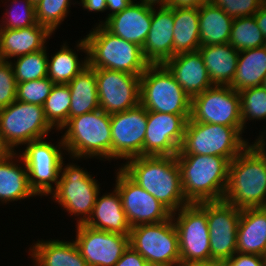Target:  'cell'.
Instances as JSON below:
<instances>
[{
    "label": "cell",
    "mask_w": 266,
    "mask_h": 266,
    "mask_svg": "<svg viewBox=\"0 0 266 266\" xmlns=\"http://www.w3.org/2000/svg\"><path fill=\"white\" fill-rule=\"evenodd\" d=\"M120 168L172 213L189 204L183 193L176 155L133 157Z\"/></svg>",
    "instance_id": "cell-1"
},
{
    "label": "cell",
    "mask_w": 266,
    "mask_h": 266,
    "mask_svg": "<svg viewBox=\"0 0 266 266\" xmlns=\"http://www.w3.org/2000/svg\"><path fill=\"white\" fill-rule=\"evenodd\" d=\"M96 25L76 45L77 51L88 56V65L141 76L149 65L142 47L112 34L102 24Z\"/></svg>",
    "instance_id": "cell-2"
},
{
    "label": "cell",
    "mask_w": 266,
    "mask_h": 266,
    "mask_svg": "<svg viewBox=\"0 0 266 266\" xmlns=\"http://www.w3.org/2000/svg\"><path fill=\"white\" fill-rule=\"evenodd\" d=\"M188 203L223 200L230 161L215 155L176 154Z\"/></svg>",
    "instance_id": "cell-3"
},
{
    "label": "cell",
    "mask_w": 266,
    "mask_h": 266,
    "mask_svg": "<svg viewBox=\"0 0 266 266\" xmlns=\"http://www.w3.org/2000/svg\"><path fill=\"white\" fill-rule=\"evenodd\" d=\"M61 130H65L62 141L72 160H112L111 114L94 110L69 118Z\"/></svg>",
    "instance_id": "cell-4"
},
{
    "label": "cell",
    "mask_w": 266,
    "mask_h": 266,
    "mask_svg": "<svg viewBox=\"0 0 266 266\" xmlns=\"http://www.w3.org/2000/svg\"><path fill=\"white\" fill-rule=\"evenodd\" d=\"M223 200L239 209L266 207V164L249 145L229 164Z\"/></svg>",
    "instance_id": "cell-5"
},
{
    "label": "cell",
    "mask_w": 266,
    "mask_h": 266,
    "mask_svg": "<svg viewBox=\"0 0 266 266\" xmlns=\"http://www.w3.org/2000/svg\"><path fill=\"white\" fill-rule=\"evenodd\" d=\"M243 133V127H229L189 119L177 154L215 155L231 162L248 146L249 141L242 137Z\"/></svg>",
    "instance_id": "cell-6"
},
{
    "label": "cell",
    "mask_w": 266,
    "mask_h": 266,
    "mask_svg": "<svg viewBox=\"0 0 266 266\" xmlns=\"http://www.w3.org/2000/svg\"><path fill=\"white\" fill-rule=\"evenodd\" d=\"M192 99L164 65H148L140 76V104L147 111L191 115Z\"/></svg>",
    "instance_id": "cell-7"
},
{
    "label": "cell",
    "mask_w": 266,
    "mask_h": 266,
    "mask_svg": "<svg viewBox=\"0 0 266 266\" xmlns=\"http://www.w3.org/2000/svg\"><path fill=\"white\" fill-rule=\"evenodd\" d=\"M64 162L61 164L58 185L50 194V199L55 200L71 216H77V225L85 224L92 214L101 187L84 168L73 162L65 166Z\"/></svg>",
    "instance_id": "cell-8"
},
{
    "label": "cell",
    "mask_w": 266,
    "mask_h": 266,
    "mask_svg": "<svg viewBox=\"0 0 266 266\" xmlns=\"http://www.w3.org/2000/svg\"><path fill=\"white\" fill-rule=\"evenodd\" d=\"M129 245L149 266H176L180 262L178 233L172 217L131 227Z\"/></svg>",
    "instance_id": "cell-9"
},
{
    "label": "cell",
    "mask_w": 266,
    "mask_h": 266,
    "mask_svg": "<svg viewBox=\"0 0 266 266\" xmlns=\"http://www.w3.org/2000/svg\"><path fill=\"white\" fill-rule=\"evenodd\" d=\"M52 129L43 106L15 100L0 109V133L13 152L19 145L46 138Z\"/></svg>",
    "instance_id": "cell-10"
},
{
    "label": "cell",
    "mask_w": 266,
    "mask_h": 266,
    "mask_svg": "<svg viewBox=\"0 0 266 266\" xmlns=\"http://www.w3.org/2000/svg\"><path fill=\"white\" fill-rule=\"evenodd\" d=\"M45 139L29 142L24 145L26 148L23 152L19 151V155L27 167L30 187L37 196L41 197L49 196L56 189L63 156L64 153L66 154L65 151H62V149L65 150L62 138L58 144H53Z\"/></svg>",
    "instance_id": "cell-11"
},
{
    "label": "cell",
    "mask_w": 266,
    "mask_h": 266,
    "mask_svg": "<svg viewBox=\"0 0 266 266\" xmlns=\"http://www.w3.org/2000/svg\"><path fill=\"white\" fill-rule=\"evenodd\" d=\"M172 220L178 233L180 261H209L207 202L189 203L173 212Z\"/></svg>",
    "instance_id": "cell-12"
},
{
    "label": "cell",
    "mask_w": 266,
    "mask_h": 266,
    "mask_svg": "<svg viewBox=\"0 0 266 266\" xmlns=\"http://www.w3.org/2000/svg\"><path fill=\"white\" fill-rule=\"evenodd\" d=\"M190 119L202 123L243 127L239 92L228 85H213L192 98Z\"/></svg>",
    "instance_id": "cell-13"
},
{
    "label": "cell",
    "mask_w": 266,
    "mask_h": 266,
    "mask_svg": "<svg viewBox=\"0 0 266 266\" xmlns=\"http://www.w3.org/2000/svg\"><path fill=\"white\" fill-rule=\"evenodd\" d=\"M115 188L120 194L123 210L131 227L166 221L172 212L160 201L135 183L120 167Z\"/></svg>",
    "instance_id": "cell-14"
},
{
    "label": "cell",
    "mask_w": 266,
    "mask_h": 266,
    "mask_svg": "<svg viewBox=\"0 0 266 266\" xmlns=\"http://www.w3.org/2000/svg\"><path fill=\"white\" fill-rule=\"evenodd\" d=\"M241 209L224 200L207 202L210 260L224 264L237 252Z\"/></svg>",
    "instance_id": "cell-15"
},
{
    "label": "cell",
    "mask_w": 266,
    "mask_h": 266,
    "mask_svg": "<svg viewBox=\"0 0 266 266\" xmlns=\"http://www.w3.org/2000/svg\"><path fill=\"white\" fill-rule=\"evenodd\" d=\"M100 109L108 114L140 104V76L103 68L94 69Z\"/></svg>",
    "instance_id": "cell-16"
},
{
    "label": "cell",
    "mask_w": 266,
    "mask_h": 266,
    "mask_svg": "<svg viewBox=\"0 0 266 266\" xmlns=\"http://www.w3.org/2000/svg\"><path fill=\"white\" fill-rule=\"evenodd\" d=\"M190 116L147 111L143 156H175Z\"/></svg>",
    "instance_id": "cell-17"
},
{
    "label": "cell",
    "mask_w": 266,
    "mask_h": 266,
    "mask_svg": "<svg viewBox=\"0 0 266 266\" xmlns=\"http://www.w3.org/2000/svg\"><path fill=\"white\" fill-rule=\"evenodd\" d=\"M147 110L138 106L111 114L112 159L128 160L143 156Z\"/></svg>",
    "instance_id": "cell-18"
},
{
    "label": "cell",
    "mask_w": 266,
    "mask_h": 266,
    "mask_svg": "<svg viewBox=\"0 0 266 266\" xmlns=\"http://www.w3.org/2000/svg\"><path fill=\"white\" fill-rule=\"evenodd\" d=\"M74 242L87 266H114L129 247V235L79 224Z\"/></svg>",
    "instance_id": "cell-19"
},
{
    "label": "cell",
    "mask_w": 266,
    "mask_h": 266,
    "mask_svg": "<svg viewBox=\"0 0 266 266\" xmlns=\"http://www.w3.org/2000/svg\"><path fill=\"white\" fill-rule=\"evenodd\" d=\"M152 7V21L147 39L142 47L149 65L165 64L173 57V7Z\"/></svg>",
    "instance_id": "cell-20"
},
{
    "label": "cell",
    "mask_w": 266,
    "mask_h": 266,
    "mask_svg": "<svg viewBox=\"0 0 266 266\" xmlns=\"http://www.w3.org/2000/svg\"><path fill=\"white\" fill-rule=\"evenodd\" d=\"M152 21V7L139 2H132L121 12L109 16L106 21H99L109 32L126 41L143 47Z\"/></svg>",
    "instance_id": "cell-21"
},
{
    "label": "cell",
    "mask_w": 266,
    "mask_h": 266,
    "mask_svg": "<svg viewBox=\"0 0 266 266\" xmlns=\"http://www.w3.org/2000/svg\"><path fill=\"white\" fill-rule=\"evenodd\" d=\"M164 65L191 99L213 86L199 50L175 55Z\"/></svg>",
    "instance_id": "cell-22"
},
{
    "label": "cell",
    "mask_w": 266,
    "mask_h": 266,
    "mask_svg": "<svg viewBox=\"0 0 266 266\" xmlns=\"http://www.w3.org/2000/svg\"><path fill=\"white\" fill-rule=\"evenodd\" d=\"M52 34L38 22L27 28L0 29V60L11 61L10 58L44 49Z\"/></svg>",
    "instance_id": "cell-23"
},
{
    "label": "cell",
    "mask_w": 266,
    "mask_h": 266,
    "mask_svg": "<svg viewBox=\"0 0 266 266\" xmlns=\"http://www.w3.org/2000/svg\"><path fill=\"white\" fill-rule=\"evenodd\" d=\"M113 189L112 193L98 194L92 214L85 224L97 230L129 235L131 226L123 210L120 194L116 188Z\"/></svg>",
    "instance_id": "cell-24"
},
{
    "label": "cell",
    "mask_w": 266,
    "mask_h": 266,
    "mask_svg": "<svg viewBox=\"0 0 266 266\" xmlns=\"http://www.w3.org/2000/svg\"><path fill=\"white\" fill-rule=\"evenodd\" d=\"M237 252L265 255L266 207L241 209L237 229Z\"/></svg>",
    "instance_id": "cell-25"
},
{
    "label": "cell",
    "mask_w": 266,
    "mask_h": 266,
    "mask_svg": "<svg viewBox=\"0 0 266 266\" xmlns=\"http://www.w3.org/2000/svg\"><path fill=\"white\" fill-rule=\"evenodd\" d=\"M16 152L0 160V202L3 204L37 196L30 187L27 167Z\"/></svg>",
    "instance_id": "cell-26"
},
{
    "label": "cell",
    "mask_w": 266,
    "mask_h": 266,
    "mask_svg": "<svg viewBox=\"0 0 266 266\" xmlns=\"http://www.w3.org/2000/svg\"><path fill=\"white\" fill-rule=\"evenodd\" d=\"M28 253L33 266H87L74 240L41 239L29 247Z\"/></svg>",
    "instance_id": "cell-27"
},
{
    "label": "cell",
    "mask_w": 266,
    "mask_h": 266,
    "mask_svg": "<svg viewBox=\"0 0 266 266\" xmlns=\"http://www.w3.org/2000/svg\"><path fill=\"white\" fill-rule=\"evenodd\" d=\"M203 62L213 85H230L234 79L239 51L230 43L200 46Z\"/></svg>",
    "instance_id": "cell-28"
},
{
    "label": "cell",
    "mask_w": 266,
    "mask_h": 266,
    "mask_svg": "<svg viewBox=\"0 0 266 266\" xmlns=\"http://www.w3.org/2000/svg\"><path fill=\"white\" fill-rule=\"evenodd\" d=\"M173 57L200 48L199 9L197 7H173Z\"/></svg>",
    "instance_id": "cell-29"
},
{
    "label": "cell",
    "mask_w": 266,
    "mask_h": 266,
    "mask_svg": "<svg viewBox=\"0 0 266 266\" xmlns=\"http://www.w3.org/2000/svg\"><path fill=\"white\" fill-rule=\"evenodd\" d=\"M266 75V48L264 46L239 51L236 73L229 85L236 92L262 86Z\"/></svg>",
    "instance_id": "cell-30"
},
{
    "label": "cell",
    "mask_w": 266,
    "mask_h": 266,
    "mask_svg": "<svg viewBox=\"0 0 266 266\" xmlns=\"http://www.w3.org/2000/svg\"><path fill=\"white\" fill-rule=\"evenodd\" d=\"M67 85L71 94L69 118L100 109L94 68L88 65Z\"/></svg>",
    "instance_id": "cell-31"
},
{
    "label": "cell",
    "mask_w": 266,
    "mask_h": 266,
    "mask_svg": "<svg viewBox=\"0 0 266 266\" xmlns=\"http://www.w3.org/2000/svg\"><path fill=\"white\" fill-rule=\"evenodd\" d=\"M200 45L229 43L233 20L211 2L199 8Z\"/></svg>",
    "instance_id": "cell-32"
},
{
    "label": "cell",
    "mask_w": 266,
    "mask_h": 266,
    "mask_svg": "<svg viewBox=\"0 0 266 266\" xmlns=\"http://www.w3.org/2000/svg\"><path fill=\"white\" fill-rule=\"evenodd\" d=\"M51 59L48 58L47 77L55 84H68L75 76L88 66V56L79 61L76 51L70 49L66 42L61 45Z\"/></svg>",
    "instance_id": "cell-33"
},
{
    "label": "cell",
    "mask_w": 266,
    "mask_h": 266,
    "mask_svg": "<svg viewBox=\"0 0 266 266\" xmlns=\"http://www.w3.org/2000/svg\"><path fill=\"white\" fill-rule=\"evenodd\" d=\"M229 43L237 51L264 46L265 37L253 15L233 20Z\"/></svg>",
    "instance_id": "cell-34"
},
{
    "label": "cell",
    "mask_w": 266,
    "mask_h": 266,
    "mask_svg": "<svg viewBox=\"0 0 266 266\" xmlns=\"http://www.w3.org/2000/svg\"><path fill=\"white\" fill-rule=\"evenodd\" d=\"M71 104L70 89L67 84H55L43 105L49 124L57 131L67 123Z\"/></svg>",
    "instance_id": "cell-35"
},
{
    "label": "cell",
    "mask_w": 266,
    "mask_h": 266,
    "mask_svg": "<svg viewBox=\"0 0 266 266\" xmlns=\"http://www.w3.org/2000/svg\"><path fill=\"white\" fill-rule=\"evenodd\" d=\"M47 48L38 52L16 57V61H10L17 83L39 80L47 77L48 53Z\"/></svg>",
    "instance_id": "cell-36"
},
{
    "label": "cell",
    "mask_w": 266,
    "mask_h": 266,
    "mask_svg": "<svg viewBox=\"0 0 266 266\" xmlns=\"http://www.w3.org/2000/svg\"><path fill=\"white\" fill-rule=\"evenodd\" d=\"M243 131L248 120H266V88L256 86L239 92Z\"/></svg>",
    "instance_id": "cell-37"
},
{
    "label": "cell",
    "mask_w": 266,
    "mask_h": 266,
    "mask_svg": "<svg viewBox=\"0 0 266 266\" xmlns=\"http://www.w3.org/2000/svg\"><path fill=\"white\" fill-rule=\"evenodd\" d=\"M71 0H41L35 5L36 21L55 32L69 14Z\"/></svg>",
    "instance_id": "cell-38"
},
{
    "label": "cell",
    "mask_w": 266,
    "mask_h": 266,
    "mask_svg": "<svg viewBox=\"0 0 266 266\" xmlns=\"http://www.w3.org/2000/svg\"><path fill=\"white\" fill-rule=\"evenodd\" d=\"M11 6L6 9L5 16L2 18L0 29L27 28L37 23L35 6L30 0H11ZM22 3L20 7H17ZM21 9V10H18Z\"/></svg>",
    "instance_id": "cell-39"
},
{
    "label": "cell",
    "mask_w": 266,
    "mask_h": 266,
    "mask_svg": "<svg viewBox=\"0 0 266 266\" xmlns=\"http://www.w3.org/2000/svg\"><path fill=\"white\" fill-rule=\"evenodd\" d=\"M54 85L48 77L17 83L16 100L43 106Z\"/></svg>",
    "instance_id": "cell-40"
},
{
    "label": "cell",
    "mask_w": 266,
    "mask_h": 266,
    "mask_svg": "<svg viewBox=\"0 0 266 266\" xmlns=\"http://www.w3.org/2000/svg\"><path fill=\"white\" fill-rule=\"evenodd\" d=\"M232 19L255 15L266 0H211Z\"/></svg>",
    "instance_id": "cell-41"
},
{
    "label": "cell",
    "mask_w": 266,
    "mask_h": 266,
    "mask_svg": "<svg viewBox=\"0 0 266 266\" xmlns=\"http://www.w3.org/2000/svg\"><path fill=\"white\" fill-rule=\"evenodd\" d=\"M17 82L10 61L0 60V109L16 100Z\"/></svg>",
    "instance_id": "cell-42"
},
{
    "label": "cell",
    "mask_w": 266,
    "mask_h": 266,
    "mask_svg": "<svg viewBox=\"0 0 266 266\" xmlns=\"http://www.w3.org/2000/svg\"><path fill=\"white\" fill-rule=\"evenodd\" d=\"M223 266H265L264 256L236 252Z\"/></svg>",
    "instance_id": "cell-43"
},
{
    "label": "cell",
    "mask_w": 266,
    "mask_h": 266,
    "mask_svg": "<svg viewBox=\"0 0 266 266\" xmlns=\"http://www.w3.org/2000/svg\"><path fill=\"white\" fill-rule=\"evenodd\" d=\"M114 266H149L146 260L130 245Z\"/></svg>",
    "instance_id": "cell-44"
},
{
    "label": "cell",
    "mask_w": 266,
    "mask_h": 266,
    "mask_svg": "<svg viewBox=\"0 0 266 266\" xmlns=\"http://www.w3.org/2000/svg\"><path fill=\"white\" fill-rule=\"evenodd\" d=\"M266 130L261 131V134L254 141L253 144L248 143V145L257 153V155L266 164Z\"/></svg>",
    "instance_id": "cell-45"
},
{
    "label": "cell",
    "mask_w": 266,
    "mask_h": 266,
    "mask_svg": "<svg viewBox=\"0 0 266 266\" xmlns=\"http://www.w3.org/2000/svg\"><path fill=\"white\" fill-rule=\"evenodd\" d=\"M83 9L89 12H105L107 10L106 0H80Z\"/></svg>",
    "instance_id": "cell-46"
},
{
    "label": "cell",
    "mask_w": 266,
    "mask_h": 266,
    "mask_svg": "<svg viewBox=\"0 0 266 266\" xmlns=\"http://www.w3.org/2000/svg\"><path fill=\"white\" fill-rule=\"evenodd\" d=\"M134 0H106L107 10H110L111 13L108 14L105 21L109 16H112L115 13L121 12L132 4Z\"/></svg>",
    "instance_id": "cell-47"
},
{
    "label": "cell",
    "mask_w": 266,
    "mask_h": 266,
    "mask_svg": "<svg viewBox=\"0 0 266 266\" xmlns=\"http://www.w3.org/2000/svg\"><path fill=\"white\" fill-rule=\"evenodd\" d=\"M211 0H171V7H197L210 3Z\"/></svg>",
    "instance_id": "cell-48"
},
{
    "label": "cell",
    "mask_w": 266,
    "mask_h": 266,
    "mask_svg": "<svg viewBox=\"0 0 266 266\" xmlns=\"http://www.w3.org/2000/svg\"><path fill=\"white\" fill-rule=\"evenodd\" d=\"M258 27L266 38V2L259 8L258 12L253 15Z\"/></svg>",
    "instance_id": "cell-49"
},
{
    "label": "cell",
    "mask_w": 266,
    "mask_h": 266,
    "mask_svg": "<svg viewBox=\"0 0 266 266\" xmlns=\"http://www.w3.org/2000/svg\"><path fill=\"white\" fill-rule=\"evenodd\" d=\"M176 266H223V264L212 260L199 262L180 261Z\"/></svg>",
    "instance_id": "cell-50"
},
{
    "label": "cell",
    "mask_w": 266,
    "mask_h": 266,
    "mask_svg": "<svg viewBox=\"0 0 266 266\" xmlns=\"http://www.w3.org/2000/svg\"><path fill=\"white\" fill-rule=\"evenodd\" d=\"M142 4L150 7H171V0H140ZM155 5V6H154Z\"/></svg>",
    "instance_id": "cell-51"
},
{
    "label": "cell",
    "mask_w": 266,
    "mask_h": 266,
    "mask_svg": "<svg viewBox=\"0 0 266 266\" xmlns=\"http://www.w3.org/2000/svg\"><path fill=\"white\" fill-rule=\"evenodd\" d=\"M13 153V150L5 143L0 133V160L9 157Z\"/></svg>",
    "instance_id": "cell-52"
},
{
    "label": "cell",
    "mask_w": 266,
    "mask_h": 266,
    "mask_svg": "<svg viewBox=\"0 0 266 266\" xmlns=\"http://www.w3.org/2000/svg\"><path fill=\"white\" fill-rule=\"evenodd\" d=\"M32 2V4L35 6L36 4H38L39 2H41V0H30Z\"/></svg>",
    "instance_id": "cell-53"
},
{
    "label": "cell",
    "mask_w": 266,
    "mask_h": 266,
    "mask_svg": "<svg viewBox=\"0 0 266 266\" xmlns=\"http://www.w3.org/2000/svg\"><path fill=\"white\" fill-rule=\"evenodd\" d=\"M262 86H263L264 88H266V75H265V77H264V81H263V83H262Z\"/></svg>",
    "instance_id": "cell-54"
},
{
    "label": "cell",
    "mask_w": 266,
    "mask_h": 266,
    "mask_svg": "<svg viewBox=\"0 0 266 266\" xmlns=\"http://www.w3.org/2000/svg\"><path fill=\"white\" fill-rule=\"evenodd\" d=\"M264 259H265V266H266V253H265V255H264Z\"/></svg>",
    "instance_id": "cell-55"
}]
</instances>
